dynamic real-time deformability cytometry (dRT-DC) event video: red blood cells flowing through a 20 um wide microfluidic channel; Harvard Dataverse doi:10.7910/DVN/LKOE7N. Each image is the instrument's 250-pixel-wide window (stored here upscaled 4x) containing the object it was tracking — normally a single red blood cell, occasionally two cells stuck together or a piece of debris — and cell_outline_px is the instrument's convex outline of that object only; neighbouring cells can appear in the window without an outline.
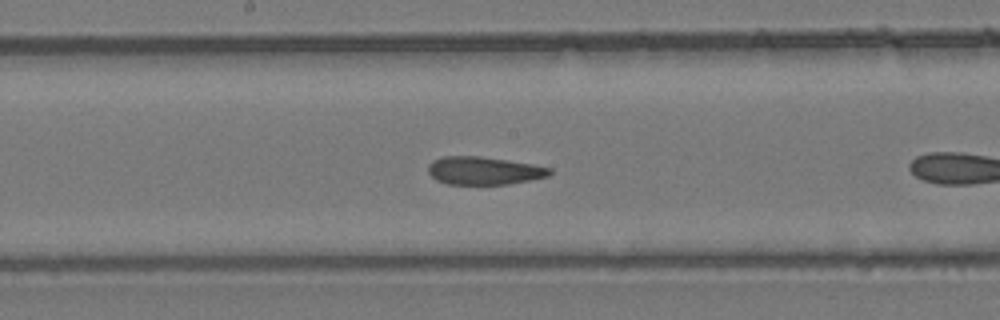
{"species": "common noctule bat (a hibernating species)", "species_latin": "Nyctalus noctula", "temperature_condition": "room temperature", "stored_images_in_passage": 18, "camera_frame_rate_fps": 3000, "um_per_image_px": 0.085, "animal": {"sex": "female", "body_mass_g": 24.6, "forearm_length_mm": 56.2}, "frame": {"image": 1, "passage_image": 11, "time_ms": 3.333, "image_size_px": [1000, 320], "cell_outline_px": [[552, 172], [548, 176], [508, 184], [448, 184], [436, 180], [428, 172], [428, 164], [432, 160], [444, 156], [480, 156], [532, 164], [552, 168]], "centroid_in_image_um": [41.1, 14.5], "position_along_channel_um": 207.1, "area_um2": 19.71}}
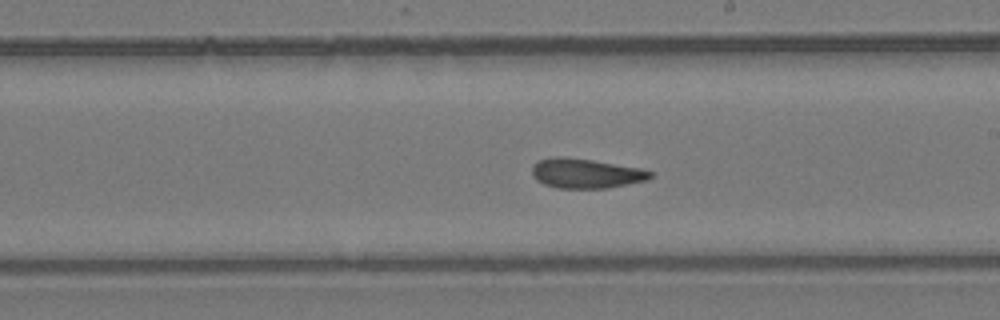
{"frame": {"image": 2, "passage_image": 13, "time_ms": 4.0, "image_size_px": [1000, 320], "cell_outline_px": [[652, 176], [648, 180], [608, 188], [556, 188], [544, 184], [536, 180], [532, 176], [532, 164], [540, 160], [556, 156], [592, 160], [640, 168], [652, 172]], "centroid_in_image_um": [49.78, 14.74], "position_along_channel_um": 239.2, "area_um2": 20.4}}
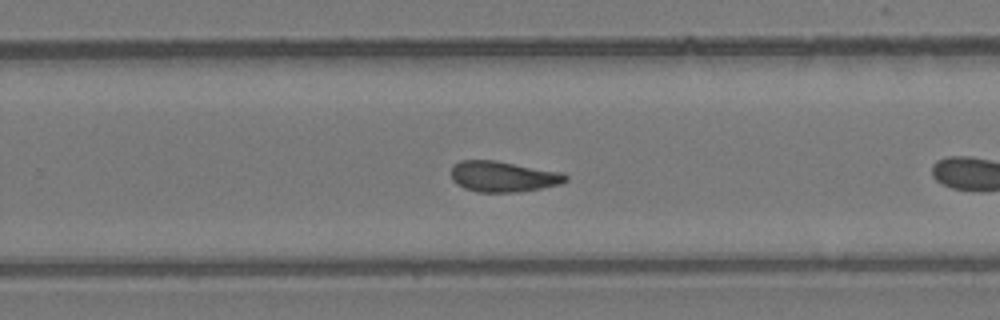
{"frame": {"image": 3, "passage_image": 16, "time_ms": 5.0, "image_size_px": [1000, 320], "cell_outline_px": [[568, 180], [560, 184], [520, 192], [476, 192], [464, 188], [456, 184], [452, 180], [452, 164], [460, 160], [496, 160], [564, 172], [568, 176]], "centroid_in_image_um": [42.77, 15.0], "position_along_channel_um": 287.0, "area_um2": 20.81}}